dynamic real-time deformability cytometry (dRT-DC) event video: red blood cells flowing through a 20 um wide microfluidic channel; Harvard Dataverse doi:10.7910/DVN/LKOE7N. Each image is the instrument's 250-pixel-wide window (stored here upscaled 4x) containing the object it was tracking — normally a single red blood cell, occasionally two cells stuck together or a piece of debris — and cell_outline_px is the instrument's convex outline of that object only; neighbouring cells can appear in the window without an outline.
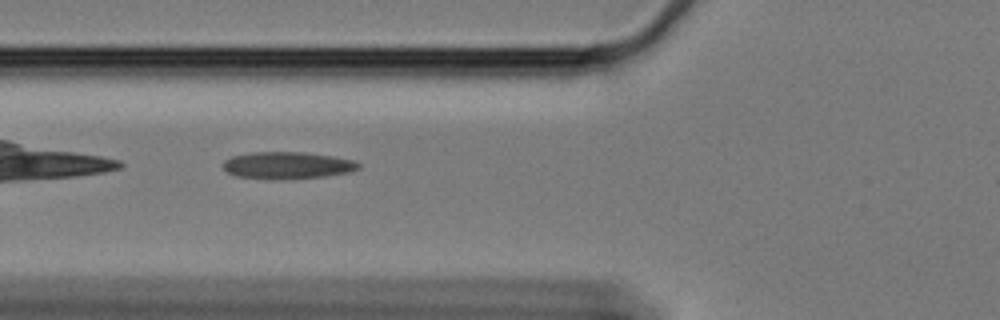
{"species": "Egyptian fruit bat (a non-hibernating species)", "species_latin": "Rousettus aegyptiacus", "temperature_condition": "cold", "stored_images_in_passage": 35, "camera_frame_rate_fps": 3000, "um_per_image_px": 0.085, "animal": {"sex": "female"}, "frame": {"image": 1, "passage_image": 4, "time_ms": 1.0, "image_size_px": [1000, 320], "cell_outline_px": [[360, 168], [352, 172], [324, 176], [272, 180], [236, 176], [224, 172], [220, 164], [224, 160], [232, 156], [252, 152], [304, 152], [332, 156], [356, 160], [360, 164]], "centroid_in_image_um": [24.38, 14.06], "position_along_channel_um": 101.4, "area_um2": 21.73}}
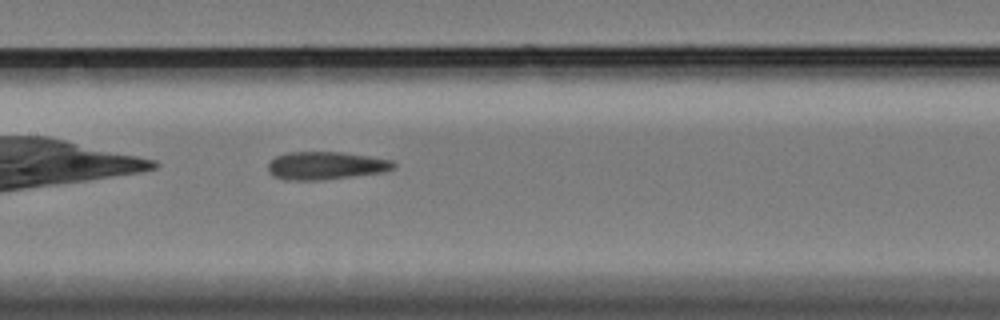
{"frame": {"image": 2, "passage_image": 11, "time_ms": 3.333, "image_size_px": [1000, 320], "cell_outline_px": [[396, 168], [384, 172], [320, 180], [284, 180], [272, 176], [268, 172], [268, 164], [276, 156], [288, 152], [340, 152], [368, 156], [392, 160], [396, 164]], "centroid_in_image_um": [27.68, 14.08], "position_along_channel_um": 179.7, "area_um2": 20.46}}
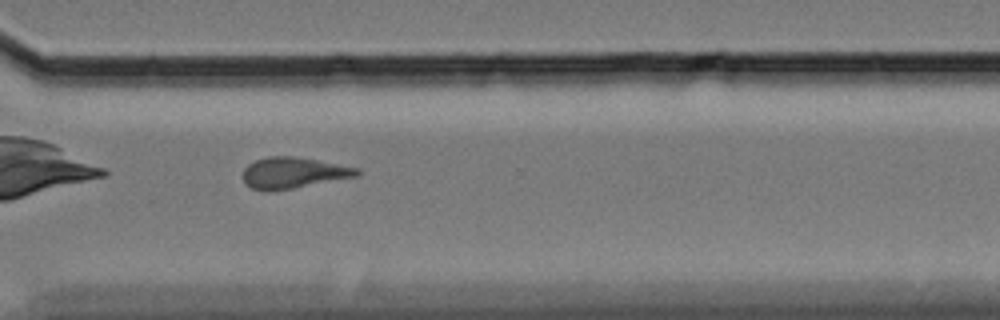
{"frame": {"image": 3, "passage_image": 26, "time_ms": 8.333, "image_size_px": [1000, 320], "cell_outline_px": [[360, 176], [292, 188], [268, 192], [264, 192], [252, 188], [244, 184], [244, 168], [248, 164], [256, 160], [268, 156], [296, 156], [360, 168]], "centroid_in_image_um": [24.94, 14.69], "position_along_channel_um": 345.7, "area_um2": 20.81}}